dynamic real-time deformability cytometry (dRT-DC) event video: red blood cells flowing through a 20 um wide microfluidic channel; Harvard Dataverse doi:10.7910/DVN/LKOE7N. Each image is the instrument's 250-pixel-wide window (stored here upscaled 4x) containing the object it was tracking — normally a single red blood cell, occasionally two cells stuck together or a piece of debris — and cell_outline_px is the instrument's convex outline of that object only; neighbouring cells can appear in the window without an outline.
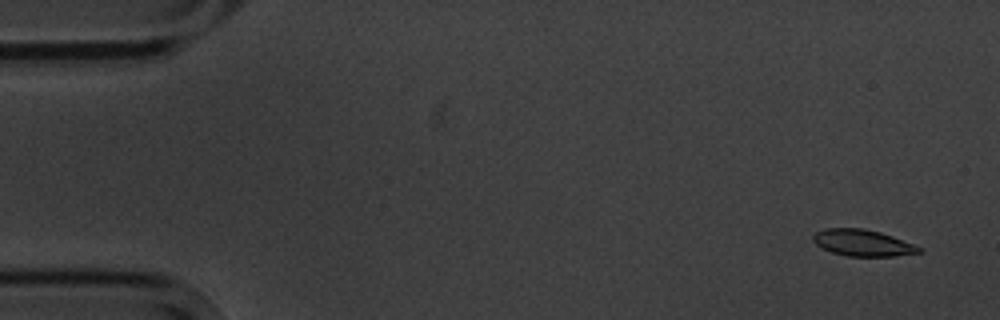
{"species": "common noctule bat (a hibernating species)", "species_latin": "Nyctalus noctula", "temperature_condition": "cold", "stored_images_in_passage": 6, "camera_frame_rate_fps": 3000, "um_per_image_px": 0.085, "animal": {"sex": "male", "body_mass_g": 20.1, "forearm_length_mm": 53.5}, "frame": {"image": 1, "passage_image": 1, "time_ms": 0.0, "image_size_px": [1000, 320], "cell_outline_px": [[924, 252], [892, 256], [848, 256], [832, 252], [820, 248], [812, 240], [812, 236], [816, 232], [824, 228], [864, 228], [880, 232], [892, 236], [924, 248]], "centroid_in_image_um": [73.32, 20.64], "position_along_channel_um": 11.7, "area_um2": 16.47}}
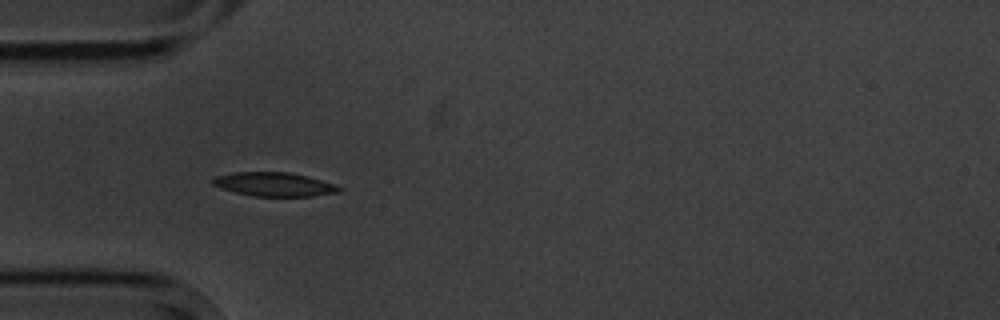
{"frame": {"image": 2, "passage_image": 5, "time_ms": 4.667, "image_size_px": [1000, 320], "cell_outline_px": [[344, 188], [340, 192], [312, 196], [252, 196], [220, 188], [212, 184], [212, 180], [216, 176], [232, 172], [288, 172], [308, 176], [336, 184]], "centroid_in_image_um": [23.34, 15.66], "position_along_channel_um": 61.7, "area_um2": 17.69}}
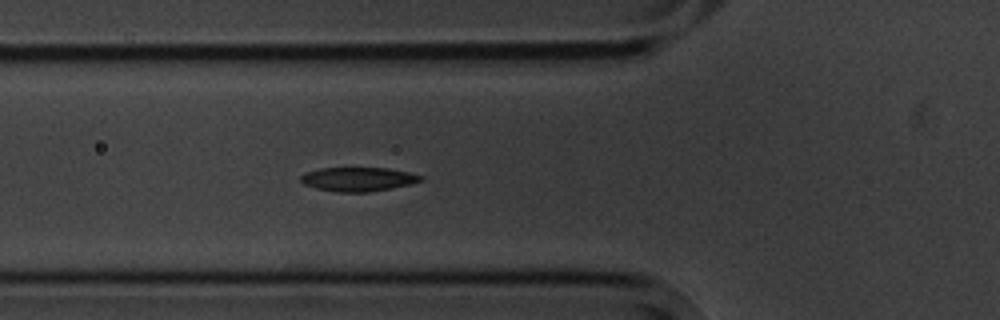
{"frame": {"image": 3, "passage_image": 6, "time_ms": 5.667, "image_size_px": [1000, 320], "cell_outline_px": [[424, 180], [412, 184], [392, 188], [368, 192], [340, 192], [316, 188], [304, 184], [300, 180], [300, 176], [308, 172], [320, 168], [388, 168], [408, 172], [424, 176]], "centroid_in_image_um": [30.49, 15.23], "position_along_channel_um": 95.3, "area_um2": 16.76}}